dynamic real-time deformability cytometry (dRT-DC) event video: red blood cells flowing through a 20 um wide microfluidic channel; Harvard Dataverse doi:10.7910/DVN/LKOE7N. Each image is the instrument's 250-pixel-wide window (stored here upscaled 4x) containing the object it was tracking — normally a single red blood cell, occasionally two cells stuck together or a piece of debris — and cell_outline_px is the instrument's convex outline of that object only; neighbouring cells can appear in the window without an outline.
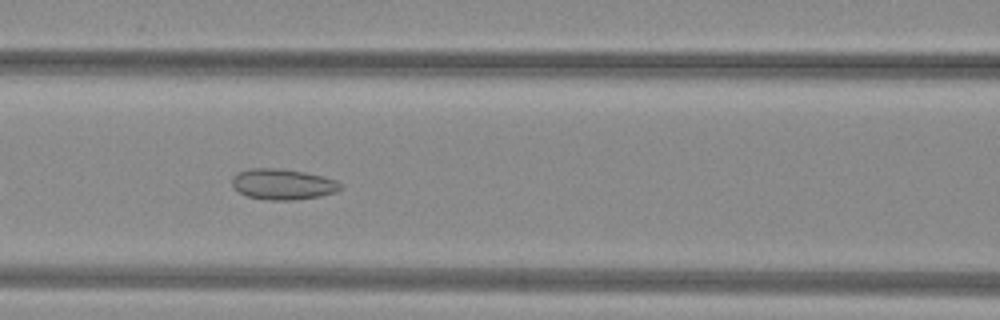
{"species": "common noctule bat (a hibernating species)", "species_latin": "Nyctalus noctula", "temperature_condition": "warm", "stored_images_in_passage": 51, "camera_frame_rate_fps": 3000, "um_per_image_px": 0.085, "animal": {"sex": "female", "body_mass_g": 29.2, "forearm_length_mm": 56.3}, "frame": {"image": 1, "passage_image": 23, "time_ms": 7.333, "image_size_px": [1000, 320], "cell_outline_px": [[340, 188], [336, 192], [320, 196], [296, 200], [268, 200], [248, 196], [240, 192], [232, 184], [232, 176], [248, 168], [276, 168], [304, 172], [324, 176], [336, 180], [340, 184]], "centroid_in_image_um": [24.04, 15.66], "position_along_channel_um": 142.6, "area_um2": 19.31}}
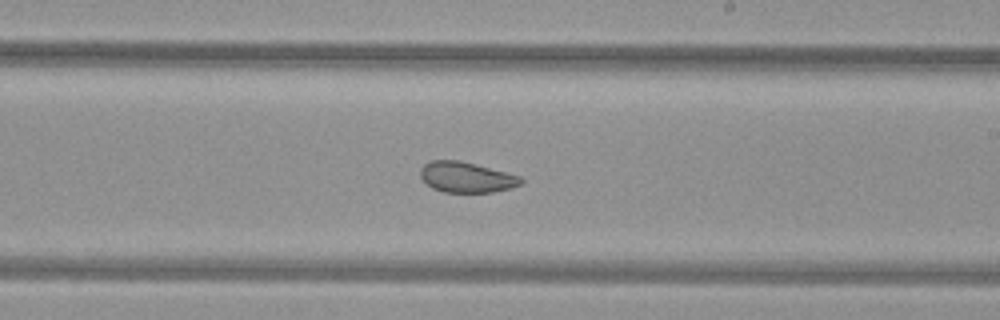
{"frame": {"image": 2, "passage_image": 31, "time_ms": 10.0, "image_size_px": [1000, 320], "cell_outline_px": [[524, 184], [512, 188], [492, 192], [444, 192], [432, 188], [420, 176], [420, 168], [428, 160], [460, 160], [476, 164], [520, 176], [524, 180]], "centroid_in_image_um": [39.66, 15.06], "position_along_channel_um": 249.3, "area_um2": 18.03}}
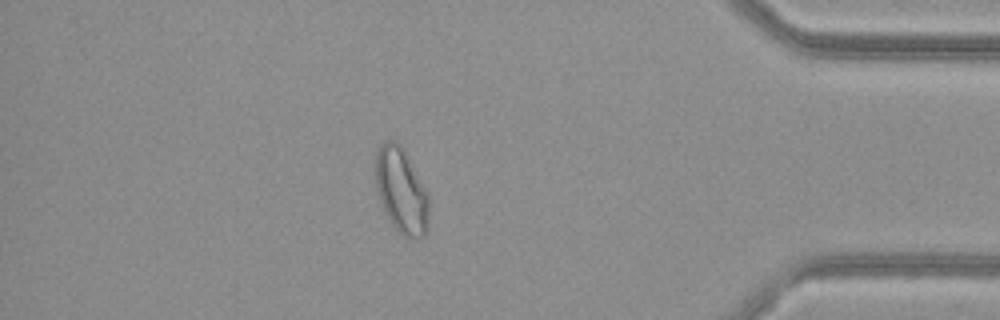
{"frame": {"image": 3, "passage_image": 45, "time_ms": 14.667, "image_size_px": [1000, 320], "cell_outline_px": [[428, 232], [420, 240], [404, 236], [396, 232], [380, 200], [376, 188], [376, 152], [380, 144], [384, 140], [392, 140], [400, 144], [428, 196]], "centroid_in_image_um": [34.1, 16.26], "position_along_channel_um": 401.1, "area_um2": 26.18}, "authors_computed_cell_mechanics": {"area_um2": 24.0448, "velocity_mm_per_s": 4.018, "shape_relaxation_time_tau1_ms": null, "shape_relaxation_time_tau2_ms": 1.6633, "deformation_change_tau1": null, "deformation_change_tau2": 0.0763}}